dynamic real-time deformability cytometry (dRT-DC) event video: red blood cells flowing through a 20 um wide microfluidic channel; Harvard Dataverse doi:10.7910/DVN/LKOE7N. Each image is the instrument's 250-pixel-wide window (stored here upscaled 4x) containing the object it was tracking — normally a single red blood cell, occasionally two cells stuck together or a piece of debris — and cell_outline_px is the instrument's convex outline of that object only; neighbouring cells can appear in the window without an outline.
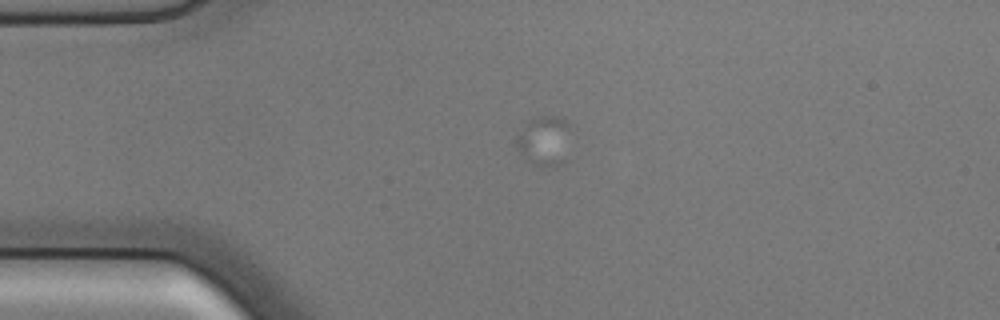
{"species": "common noctule bat (a hibernating species)", "species_latin": "Nyctalus noctula", "temperature_condition": "cold", "stored_images_in_passage": 38, "camera_frame_rate_fps": 3000, "um_per_image_px": 0.085, "animal": {"sex": "male", "body_mass_g": 17.9, "forearm_length_mm": 54.2}, "frame": {"image": 1, "passage_image": 7, "time_ms": 2.0, "image_size_px": [1000, 320], "cell_outline_px": [[568, 160], [560, 164], [536, 164], [528, 160], [516, 148], [516, 140], [528, 124], [540, 116], [564, 116], [568, 124]], "centroid_in_image_um": [46.33, 11.96], "position_along_channel_um": 38.7, "area_um2": 15.09}}
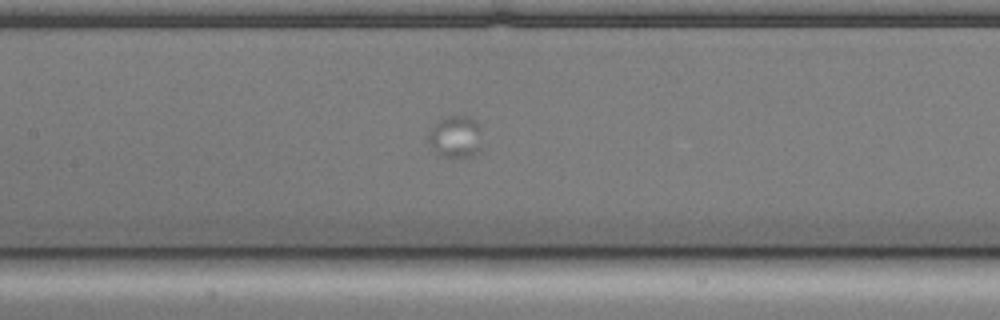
{"frame": {"image": 2, "passage_image": 20, "time_ms": 6.333, "image_size_px": [1000, 320], "cell_outline_px": [[480, 152], [472, 156], [440, 156], [428, 140], [428, 136], [432, 128], [440, 120], [448, 116], [468, 116], [476, 120], [480, 124]], "centroid_in_image_um": [38.77, 11.61], "position_along_channel_um": 168.6, "area_um2": 12.89}}
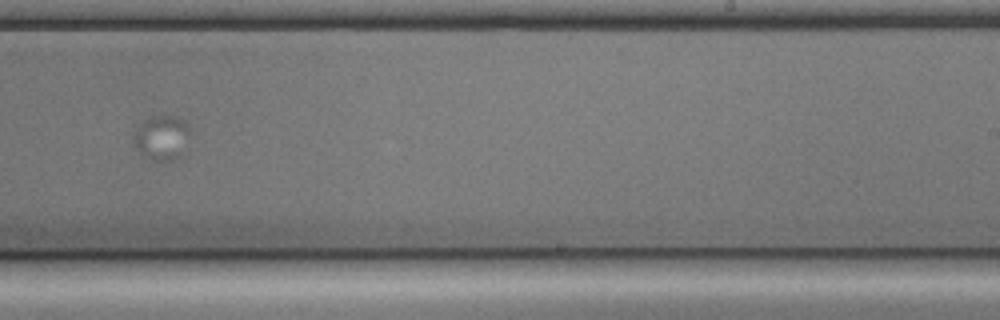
{"frame": {"image": 3, "passage_image": 29, "time_ms": 9.333, "image_size_px": [1000, 320], "cell_outline_px": [[188, 132], [184, 152], [180, 156], [168, 160], [152, 160], [140, 152], [132, 144], [132, 136], [136, 128], [144, 120], [152, 116], [172, 116], [184, 120], [188, 124]], "centroid_in_image_um": [13.7, 11.69], "position_along_channel_um": 275.3, "area_um2": 14.51}}